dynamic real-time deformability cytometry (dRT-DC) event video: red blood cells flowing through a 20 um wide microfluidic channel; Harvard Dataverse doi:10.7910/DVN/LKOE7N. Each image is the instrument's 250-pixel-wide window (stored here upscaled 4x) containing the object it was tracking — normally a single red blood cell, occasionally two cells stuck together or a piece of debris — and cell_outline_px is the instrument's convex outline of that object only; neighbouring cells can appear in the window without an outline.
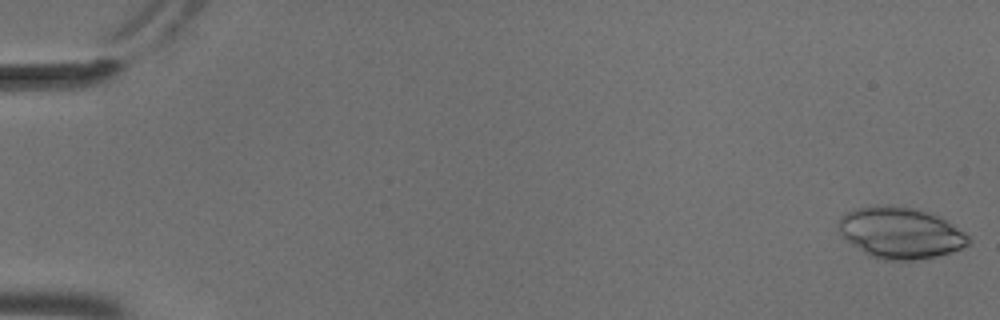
{"species": "common noctule bat (a hibernating species)", "species_latin": "Nyctalus noctula", "temperature_condition": "cold", "stored_images_in_passage": 55, "camera_frame_rate_fps": 3000, "um_per_image_px": 0.085, "animal": {"sex": "male", "body_mass_g": 18.8}, "frame": {"image": 1, "passage_image": 1, "time_ms": 0.0, "image_size_px": [1000, 320], "cell_outline_px": [[972, 240], [968, 244], [960, 248], [936, 256], [916, 260], [884, 260], [872, 256], [864, 252], [852, 244], [840, 232], [836, 224], [840, 216], [856, 208], [888, 204], [912, 208], [928, 212], [940, 216], [964, 232]], "centroid_in_image_um": [76.52, 19.78], "position_along_channel_um": 8.5, "area_um2": 38.55}}